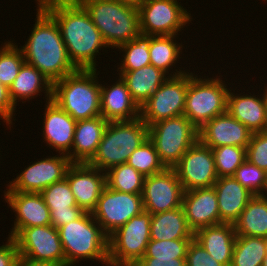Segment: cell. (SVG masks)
Wrapping results in <instances>:
<instances>
[{
    "label": "cell",
    "instance_id": "cell-21",
    "mask_svg": "<svg viewBox=\"0 0 267 266\" xmlns=\"http://www.w3.org/2000/svg\"><path fill=\"white\" fill-rule=\"evenodd\" d=\"M182 207L189 228L197 230L219 224V209L214 187L185 191Z\"/></svg>",
    "mask_w": 267,
    "mask_h": 266
},
{
    "label": "cell",
    "instance_id": "cell-44",
    "mask_svg": "<svg viewBox=\"0 0 267 266\" xmlns=\"http://www.w3.org/2000/svg\"><path fill=\"white\" fill-rule=\"evenodd\" d=\"M6 243L0 246V266H15L19 257L17 245L13 238L7 237Z\"/></svg>",
    "mask_w": 267,
    "mask_h": 266
},
{
    "label": "cell",
    "instance_id": "cell-32",
    "mask_svg": "<svg viewBox=\"0 0 267 266\" xmlns=\"http://www.w3.org/2000/svg\"><path fill=\"white\" fill-rule=\"evenodd\" d=\"M236 235L267 238V195H255L234 222Z\"/></svg>",
    "mask_w": 267,
    "mask_h": 266
},
{
    "label": "cell",
    "instance_id": "cell-4",
    "mask_svg": "<svg viewBox=\"0 0 267 266\" xmlns=\"http://www.w3.org/2000/svg\"><path fill=\"white\" fill-rule=\"evenodd\" d=\"M66 259V266H77L91 260L104 266L108 261V236L89 212L57 229ZM84 259V260H83ZM76 264V265H75Z\"/></svg>",
    "mask_w": 267,
    "mask_h": 266
},
{
    "label": "cell",
    "instance_id": "cell-12",
    "mask_svg": "<svg viewBox=\"0 0 267 266\" xmlns=\"http://www.w3.org/2000/svg\"><path fill=\"white\" fill-rule=\"evenodd\" d=\"M143 211L142 194L115 191L106 185L91 214L109 237Z\"/></svg>",
    "mask_w": 267,
    "mask_h": 266
},
{
    "label": "cell",
    "instance_id": "cell-20",
    "mask_svg": "<svg viewBox=\"0 0 267 266\" xmlns=\"http://www.w3.org/2000/svg\"><path fill=\"white\" fill-rule=\"evenodd\" d=\"M44 110L41 132L46 146L67 155L72 149L76 120L52 100L46 102Z\"/></svg>",
    "mask_w": 267,
    "mask_h": 266
},
{
    "label": "cell",
    "instance_id": "cell-7",
    "mask_svg": "<svg viewBox=\"0 0 267 266\" xmlns=\"http://www.w3.org/2000/svg\"><path fill=\"white\" fill-rule=\"evenodd\" d=\"M189 70L186 92L185 115L199 130L215 116L227 112L229 89L223 75L199 77ZM221 76V77H220Z\"/></svg>",
    "mask_w": 267,
    "mask_h": 266
},
{
    "label": "cell",
    "instance_id": "cell-40",
    "mask_svg": "<svg viewBox=\"0 0 267 266\" xmlns=\"http://www.w3.org/2000/svg\"><path fill=\"white\" fill-rule=\"evenodd\" d=\"M192 239L150 240L143 257L186 258L187 248Z\"/></svg>",
    "mask_w": 267,
    "mask_h": 266
},
{
    "label": "cell",
    "instance_id": "cell-30",
    "mask_svg": "<svg viewBox=\"0 0 267 266\" xmlns=\"http://www.w3.org/2000/svg\"><path fill=\"white\" fill-rule=\"evenodd\" d=\"M176 37L179 38L178 35L150 36V63L157 69L165 72L169 77L182 75L189 71L187 69L184 70L185 67H179V70L176 68L172 70L174 69L173 67H176L175 64L180 63V59H183L181 55L184 44L182 42L178 43L175 40L177 39Z\"/></svg>",
    "mask_w": 267,
    "mask_h": 266
},
{
    "label": "cell",
    "instance_id": "cell-49",
    "mask_svg": "<svg viewBox=\"0 0 267 266\" xmlns=\"http://www.w3.org/2000/svg\"><path fill=\"white\" fill-rule=\"evenodd\" d=\"M266 240H267V238H266ZM262 266H267V253H266V256H265V258L263 260Z\"/></svg>",
    "mask_w": 267,
    "mask_h": 266
},
{
    "label": "cell",
    "instance_id": "cell-9",
    "mask_svg": "<svg viewBox=\"0 0 267 266\" xmlns=\"http://www.w3.org/2000/svg\"><path fill=\"white\" fill-rule=\"evenodd\" d=\"M151 214L143 211L108 237L109 266H134L150 241Z\"/></svg>",
    "mask_w": 267,
    "mask_h": 266
},
{
    "label": "cell",
    "instance_id": "cell-47",
    "mask_svg": "<svg viewBox=\"0 0 267 266\" xmlns=\"http://www.w3.org/2000/svg\"><path fill=\"white\" fill-rule=\"evenodd\" d=\"M118 2L126 3L129 5H133L135 7H139L142 5L146 0H116Z\"/></svg>",
    "mask_w": 267,
    "mask_h": 266
},
{
    "label": "cell",
    "instance_id": "cell-19",
    "mask_svg": "<svg viewBox=\"0 0 267 266\" xmlns=\"http://www.w3.org/2000/svg\"><path fill=\"white\" fill-rule=\"evenodd\" d=\"M199 140L210 148L240 146L247 148L252 132L228 112L215 116L198 130Z\"/></svg>",
    "mask_w": 267,
    "mask_h": 266
},
{
    "label": "cell",
    "instance_id": "cell-43",
    "mask_svg": "<svg viewBox=\"0 0 267 266\" xmlns=\"http://www.w3.org/2000/svg\"><path fill=\"white\" fill-rule=\"evenodd\" d=\"M16 105L11 99L9 88L0 81V120L6 123L7 128H13L16 120ZM14 117V118H13Z\"/></svg>",
    "mask_w": 267,
    "mask_h": 266
},
{
    "label": "cell",
    "instance_id": "cell-38",
    "mask_svg": "<svg viewBox=\"0 0 267 266\" xmlns=\"http://www.w3.org/2000/svg\"><path fill=\"white\" fill-rule=\"evenodd\" d=\"M218 178L233 176L235 170L246 160V148L219 146L211 148Z\"/></svg>",
    "mask_w": 267,
    "mask_h": 266
},
{
    "label": "cell",
    "instance_id": "cell-36",
    "mask_svg": "<svg viewBox=\"0 0 267 266\" xmlns=\"http://www.w3.org/2000/svg\"><path fill=\"white\" fill-rule=\"evenodd\" d=\"M144 177L163 172L166 167L161 162L154 144L149 138L129 156L127 161Z\"/></svg>",
    "mask_w": 267,
    "mask_h": 266
},
{
    "label": "cell",
    "instance_id": "cell-33",
    "mask_svg": "<svg viewBox=\"0 0 267 266\" xmlns=\"http://www.w3.org/2000/svg\"><path fill=\"white\" fill-rule=\"evenodd\" d=\"M266 253V238L237 235L230 266H262Z\"/></svg>",
    "mask_w": 267,
    "mask_h": 266
},
{
    "label": "cell",
    "instance_id": "cell-13",
    "mask_svg": "<svg viewBox=\"0 0 267 266\" xmlns=\"http://www.w3.org/2000/svg\"><path fill=\"white\" fill-rule=\"evenodd\" d=\"M73 162L66 154L44 157L29 164L16 178L9 181L4 192L41 193L49 185L66 178L67 171Z\"/></svg>",
    "mask_w": 267,
    "mask_h": 266
},
{
    "label": "cell",
    "instance_id": "cell-28",
    "mask_svg": "<svg viewBox=\"0 0 267 266\" xmlns=\"http://www.w3.org/2000/svg\"><path fill=\"white\" fill-rule=\"evenodd\" d=\"M52 89L53 83L50 80L33 65L24 62L14 82L10 85L9 92L12 101L18 106L17 103L20 100L22 103L32 101L38 95L42 96L41 92L45 94V102H48L52 100Z\"/></svg>",
    "mask_w": 267,
    "mask_h": 266
},
{
    "label": "cell",
    "instance_id": "cell-10",
    "mask_svg": "<svg viewBox=\"0 0 267 266\" xmlns=\"http://www.w3.org/2000/svg\"><path fill=\"white\" fill-rule=\"evenodd\" d=\"M180 3L177 0H146L138 7L140 34L179 35L193 20V15Z\"/></svg>",
    "mask_w": 267,
    "mask_h": 266
},
{
    "label": "cell",
    "instance_id": "cell-27",
    "mask_svg": "<svg viewBox=\"0 0 267 266\" xmlns=\"http://www.w3.org/2000/svg\"><path fill=\"white\" fill-rule=\"evenodd\" d=\"M236 236L234 225L223 222L203 227L194 233V239L224 266L231 265Z\"/></svg>",
    "mask_w": 267,
    "mask_h": 266
},
{
    "label": "cell",
    "instance_id": "cell-16",
    "mask_svg": "<svg viewBox=\"0 0 267 266\" xmlns=\"http://www.w3.org/2000/svg\"><path fill=\"white\" fill-rule=\"evenodd\" d=\"M184 189L173 168L145 177L142 200L144 211L151 215L182 206Z\"/></svg>",
    "mask_w": 267,
    "mask_h": 266
},
{
    "label": "cell",
    "instance_id": "cell-5",
    "mask_svg": "<svg viewBox=\"0 0 267 266\" xmlns=\"http://www.w3.org/2000/svg\"><path fill=\"white\" fill-rule=\"evenodd\" d=\"M78 1L90 14L108 49H117L140 34L138 7L116 0Z\"/></svg>",
    "mask_w": 267,
    "mask_h": 266
},
{
    "label": "cell",
    "instance_id": "cell-26",
    "mask_svg": "<svg viewBox=\"0 0 267 266\" xmlns=\"http://www.w3.org/2000/svg\"><path fill=\"white\" fill-rule=\"evenodd\" d=\"M213 187L218 201L219 223L234 224L254 195L232 176L218 178Z\"/></svg>",
    "mask_w": 267,
    "mask_h": 266
},
{
    "label": "cell",
    "instance_id": "cell-34",
    "mask_svg": "<svg viewBox=\"0 0 267 266\" xmlns=\"http://www.w3.org/2000/svg\"><path fill=\"white\" fill-rule=\"evenodd\" d=\"M149 47L150 36L144 34H139L131 41L117 47V51L122 53V59L116 71H133L151 64Z\"/></svg>",
    "mask_w": 267,
    "mask_h": 266
},
{
    "label": "cell",
    "instance_id": "cell-17",
    "mask_svg": "<svg viewBox=\"0 0 267 266\" xmlns=\"http://www.w3.org/2000/svg\"><path fill=\"white\" fill-rule=\"evenodd\" d=\"M75 202L84 212L92 213L106 187V172L88 163H73L66 174Z\"/></svg>",
    "mask_w": 267,
    "mask_h": 266
},
{
    "label": "cell",
    "instance_id": "cell-18",
    "mask_svg": "<svg viewBox=\"0 0 267 266\" xmlns=\"http://www.w3.org/2000/svg\"><path fill=\"white\" fill-rule=\"evenodd\" d=\"M4 200L15 214L8 237L14 238L23 228L51 225L50 209L41 193L3 192Z\"/></svg>",
    "mask_w": 267,
    "mask_h": 266
},
{
    "label": "cell",
    "instance_id": "cell-3",
    "mask_svg": "<svg viewBox=\"0 0 267 266\" xmlns=\"http://www.w3.org/2000/svg\"><path fill=\"white\" fill-rule=\"evenodd\" d=\"M99 71L78 69L53 83L52 101L74 120L101 115Z\"/></svg>",
    "mask_w": 267,
    "mask_h": 266
},
{
    "label": "cell",
    "instance_id": "cell-41",
    "mask_svg": "<svg viewBox=\"0 0 267 266\" xmlns=\"http://www.w3.org/2000/svg\"><path fill=\"white\" fill-rule=\"evenodd\" d=\"M246 159L267 172V130L252 133L246 148Z\"/></svg>",
    "mask_w": 267,
    "mask_h": 266
},
{
    "label": "cell",
    "instance_id": "cell-8",
    "mask_svg": "<svg viewBox=\"0 0 267 266\" xmlns=\"http://www.w3.org/2000/svg\"><path fill=\"white\" fill-rule=\"evenodd\" d=\"M148 138L165 167L173 168L199 136L198 129L185 115H181L150 125Z\"/></svg>",
    "mask_w": 267,
    "mask_h": 266
},
{
    "label": "cell",
    "instance_id": "cell-22",
    "mask_svg": "<svg viewBox=\"0 0 267 266\" xmlns=\"http://www.w3.org/2000/svg\"><path fill=\"white\" fill-rule=\"evenodd\" d=\"M118 78L111 85L100 82L101 116L108 122L139 118L140 107L132 98L126 83L120 76Z\"/></svg>",
    "mask_w": 267,
    "mask_h": 266
},
{
    "label": "cell",
    "instance_id": "cell-24",
    "mask_svg": "<svg viewBox=\"0 0 267 266\" xmlns=\"http://www.w3.org/2000/svg\"><path fill=\"white\" fill-rule=\"evenodd\" d=\"M41 195L50 209L51 225L56 229L78 219L84 213L77 206L66 178L49 185Z\"/></svg>",
    "mask_w": 267,
    "mask_h": 266
},
{
    "label": "cell",
    "instance_id": "cell-39",
    "mask_svg": "<svg viewBox=\"0 0 267 266\" xmlns=\"http://www.w3.org/2000/svg\"><path fill=\"white\" fill-rule=\"evenodd\" d=\"M248 191L255 195H267V172L247 159L232 176Z\"/></svg>",
    "mask_w": 267,
    "mask_h": 266
},
{
    "label": "cell",
    "instance_id": "cell-31",
    "mask_svg": "<svg viewBox=\"0 0 267 266\" xmlns=\"http://www.w3.org/2000/svg\"><path fill=\"white\" fill-rule=\"evenodd\" d=\"M194 233L187 225L184 208L151 215L150 240L193 239Z\"/></svg>",
    "mask_w": 267,
    "mask_h": 266
},
{
    "label": "cell",
    "instance_id": "cell-6",
    "mask_svg": "<svg viewBox=\"0 0 267 266\" xmlns=\"http://www.w3.org/2000/svg\"><path fill=\"white\" fill-rule=\"evenodd\" d=\"M148 139V125L139 117L108 122L96 154L88 162L103 172L127 163L129 156Z\"/></svg>",
    "mask_w": 267,
    "mask_h": 266
},
{
    "label": "cell",
    "instance_id": "cell-23",
    "mask_svg": "<svg viewBox=\"0 0 267 266\" xmlns=\"http://www.w3.org/2000/svg\"><path fill=\"white\" fill-rule=\"evenodd\" d=\"M230 86L227 97V112L245 125L252 133L267 130L265 91L260 97L257 93L253 95L248 92L237 93ZM243 94V95H242ZM259 97V98H258Z\"/></svg>",
    "mask_w": 267,
    "mask_h": 266
},
{
    "label": "cell",
    "instance_id": "cell-29",
    "mask_svg": "<svg viewBox=\"0 0 267 266\" xmlns=\"http://www.w3.org/2000/svg\"><path fill=\"white\" fill-rule=\"evenodd\" d=\"M126 83L132 98L141 107L169 77L152 64L133 71H117Z\"/></svg>",
    "mask_w": 267,
    "mask_h": 266
},
{
    "label": "cell",
    "instance_id": "cell-1",
    "mask_svg": "<svg viewBox=\"0 0 267 266\" xmlns=\"http://www.w3.org/2000/svg\"><path fill=\"white\" fill-rule=\"evenodd\" d=\"M35 1L57 22L72 64L77 69L96 70V57L108 46L84 6L78 0Z\"/></svg>",
    "mask_w": 267,
    "mask_h": 266
},
{
    "label": "cell",
    "instance_id": "cell-42",
    "mask_svg": "<svg viewBox=\"0 0 267 266\" xmlns=\"http://www.w3.org/2000/svg\"><path fill=\"white\" fill-rule=\"evenodd\" d=\"M186 266H224L216 261L194 238L186 252Z\"/></svg>",
    "mask_w": 267,
    "mask_h": 266
},
{
    "label": "cell",
    "instance_id": "cell-48",
    "mask_svg": "<svg viewBox=\"0 0 267 266\" xmlns=\"http://www.w3.org/2000/svg\"><path fill=\"white\" fill-rule=\"evenodd\" d=\"M264 90H265V106H266V120H267V86H264Z\"/></svg>",
    "mask_w": 267,
    "mask_h": 266
},
{
    "label": "cell",
    "instance_id": "cell-46",
    "mask_svg": "<svg viewBox=\"0 0 267 266\" xmlns=\"http://www.w3.org/2000/svg\"><path fill=\"white\" fill-rule=\"evenodd\" d=\"M15 266H59L51 262L33 261L19 256Z\"/></svg>",
    "mask_w": 267,
    "mask_h": 266
},
{
    "label": "cell",
    "instance_id": "cell-11",
    "mask_svg": "<svg viewBox=\"0 0 267 266\" xmlns=\"http://www.w3.org/2000/svg\"><path fill=\"white\" fill-rule=\"evenodd\" d=\"M187 89L188 71L168 77L140 107V118L149 127L158 121L183 115Z\"/></svg>",
    "mask_w": 267,
    "mask_h": 266
},
{
    "label": "cell",
    "instance_id": "cell-2",
    "mask_svg": "<svg viewBox=\"0 0 267 266\" xmlns=\"http://www.w3.org/2000/svg\"><path fill=\"white\" fill-rule=\"evenodd\" d=\"M37 6L31 34L19 48L26 63L55 83L78 69L69 59L57 22L39 3Z\"/></svg>",
    "mask_w": 267,
    "mask_h": 266
},
{
    "label": "cell",
    "instance_id": "cell-35",
    "mask_svg": "<svg viewBox=\"0 0 267 266\" xmlns=\"http://www.w3.org/2000/svg\"><path fill=\"white\" fill-rule=\"evenodd\" d=\"M145 177L128 163L114 166L106 171L109 188L130 194H142Z\"/></svg>",
    "mask_w": 267,
    "mask_h": 266
},
{
    "label": "cell",
    "instance_id": "cell-14",
    "mask_svg": "<svg viewBox=\"0 0 267 266\" xmlns=\"http://www.w3.org/2000/svg\"><path fill=\"white\" fill-rule=\"evenodd\" d=\"M13 239L19 256L66 266L58 230L52 225L23 228Z\"/></svg>",
    "mask_w": 267,
    "mask_h": 266
},
{
    "label": "cell",
    "instance_id": "cell-37",
    "mask_svg": "<svg viewBox=\"0 0 267 266\" xmlns=\"http://www.w3.org/2000/svg\"><path fill=\"white\" fill-rule=\"evenodd\" d=\"M4 40L0 47V81L8 88L14 82L25 59L18 43Z\"/></svg>",
    "mask_w": 267,
    "mask_h": 266
},
{
    "label": "cell",
    "instance_id": "cell-45",
    "mask_svg": "<svg viewBox=\"0 0 267 266\" xmlns=\"http://www.w3.org/2000/svg\"><path fill=\"white\" fill-rule=\"evenodd\" d=\"M134 266H186V258L142 257Z\"/></svg>",
    "mask_w": 267,
    "mask_h": 266
},
{
    "label": "cell",
    "instance_id": "cell-15",
    "mask_svg": "<svg viewBox=\"0 0 267 266\" xmlns=\"http://www.w3.org/2000/svg\"><path fill=\"white\" fill-rule=\"evenodd\" d=\"M184 191L213 187L218 176L212 150L199 139L173 167Z\"/></svg>",
    "mask_w": 267,
    "mask_h": 266
},
{
    "label": "cell",
    "instance_id": "cell-25",
    "mask_svg": "<svg viewBox=\"0 0 267 266\" xmlns=\"http://www.w3.org/2000/svg\"><path fill=\"white\" fill-rule=\"evenodd\" d=\"M108 121L101 115L77 120L71 151L67 154L73 163H88L96 154Z\"/></svg>",
    "mask_w": 267,
    "mask_h": 266
}]
</instances>
